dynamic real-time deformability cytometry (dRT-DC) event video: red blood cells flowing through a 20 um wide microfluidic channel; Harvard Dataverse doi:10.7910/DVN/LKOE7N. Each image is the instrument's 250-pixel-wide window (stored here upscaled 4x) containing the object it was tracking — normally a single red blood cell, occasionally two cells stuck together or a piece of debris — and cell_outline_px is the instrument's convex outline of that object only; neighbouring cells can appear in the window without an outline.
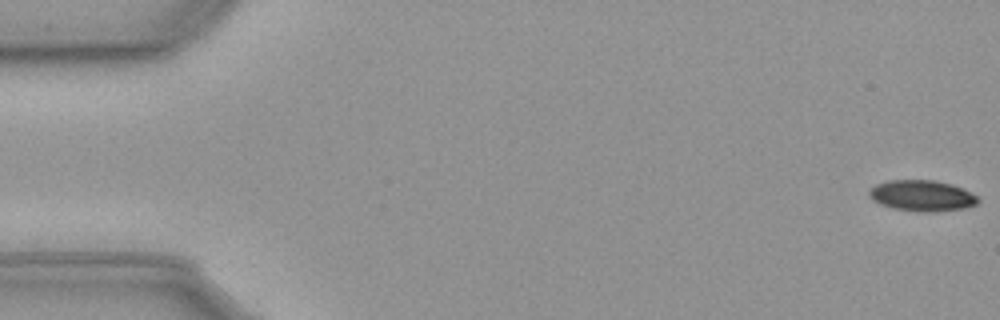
{"species": "common noctule bat (a hibernating species)", "species_latin": "Nyctalus noctula", "temperature_condition": "cold", "stored_images_in_passage": 57, "camera_frame_rate_fps": 3000, "um_per_image_px": 0.085, "animal": {"sex": "male", "body_mass_g": 23.1, "forearm_length_mm": 52.7}, "frame": {"image": 1, "passage_image": 1, "time_ms": 0.0, "image_size_px": [1000, 320], "cell_outline_px": [[980, 200], [976, 204], [964, 208], [932, 212], [924, 212], [892, 208], [880, 204], [872, 200], [868, 196], [868, 192], [876, 184], [888, 180], [932, 180], [952, 184], [964, 188], [976, 196]], "centroid_in_image_um": [78.36, 16.63], "position_along_channel_um": 6.6, "area_um2": 19.65}}
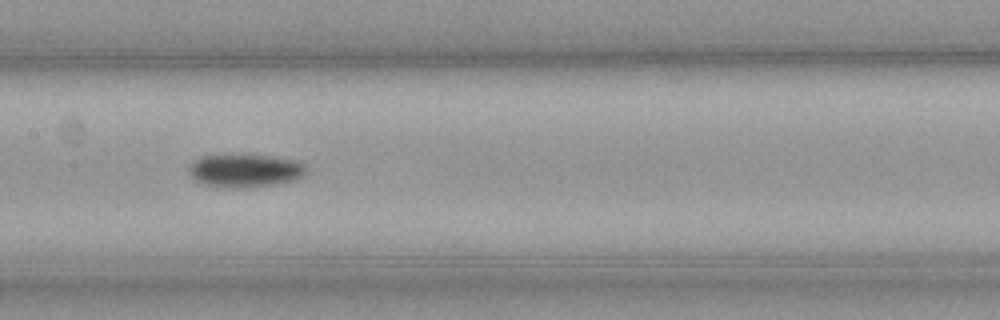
{"frame": {"image": 2, "passage_image": 28, "time_ms": 9.0, "image_size_px": [1000, 320], "cell_outline_px": [[308, 168], [304, 176], [296, 180], [248, 188], [228, 188], [200, 184], [188, 172], [188, 168], [200, 156], [272, 156], [292, 160], [304, 164]], "centroid_in_image_um": [20.84, 14.53], "position_along_channel_um": 186.6, "area_um2": 22.43}}
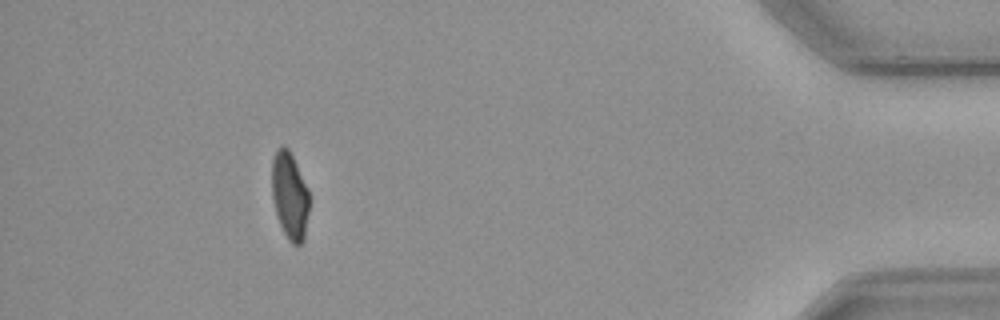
{"frame": {"image": 3, "passage_image": 52, "time_ms": 17.0, "image_size_px": [1000, 320], "cell_outline_px": [[308, 212], [304, 240], [300, 244], [292, 244], [288, 240], [276, 216], [272, 196], [272, 160], [276, 148], [280, 144], [288, 148], [292, 156], [308, 192]], "centroid_in_image_um": [24.59, 16.63], "position_along_channel_um": 410.6, "area_um2": 18.73}, "authors_computed_cell_mechanics": {"area_um2": 20.7502, "velocity_mm_per_s": 3.6016, "shape_relaxation_time_tau1_ms": 5.5004, "shape_relaxation_time_tau2_ms": null, "deformation_change_tau1": 0.1248, "deformation_change_tau2": null}}